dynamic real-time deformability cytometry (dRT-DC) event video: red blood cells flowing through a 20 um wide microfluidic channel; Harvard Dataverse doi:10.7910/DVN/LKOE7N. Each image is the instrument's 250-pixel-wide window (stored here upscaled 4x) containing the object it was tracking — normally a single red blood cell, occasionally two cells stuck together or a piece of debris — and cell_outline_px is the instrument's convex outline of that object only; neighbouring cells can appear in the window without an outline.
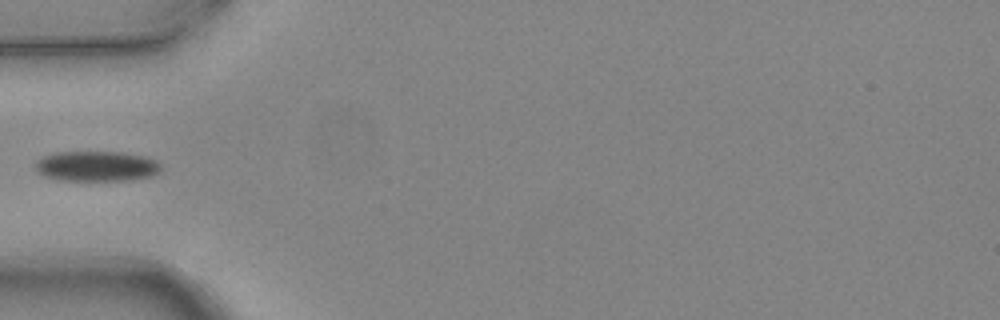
{"species": "common noctule bat (a hibernating species)", "species_latin": "Nyctalus noctula", "temperature_condition": "warm", "stored_images_in_passage": 6, "camera_frame_rate_fps": 3000, "um_per_image_px": 0.085, "animal": {"sex": "female", "body_mass_g": 24.6, "forearm_length_mm": 56.2}, "frame": {"image": 1, "passage_image": 6, "time_ms": 1.667, "image_size_px": [1000, 320], "cell_outline_px": [[160, 172], [152, 176], [132, 180], [60, 180], [44, 176], [36, 172], [36, 164], [44, 156], [56, 152], [120, 152], [144, 156], [156, 160], [160, 164]], "centroid_in_image_um": [8.24, 14.13], "position_along_channel_um": 76.8, "area_um2": 22.08}}